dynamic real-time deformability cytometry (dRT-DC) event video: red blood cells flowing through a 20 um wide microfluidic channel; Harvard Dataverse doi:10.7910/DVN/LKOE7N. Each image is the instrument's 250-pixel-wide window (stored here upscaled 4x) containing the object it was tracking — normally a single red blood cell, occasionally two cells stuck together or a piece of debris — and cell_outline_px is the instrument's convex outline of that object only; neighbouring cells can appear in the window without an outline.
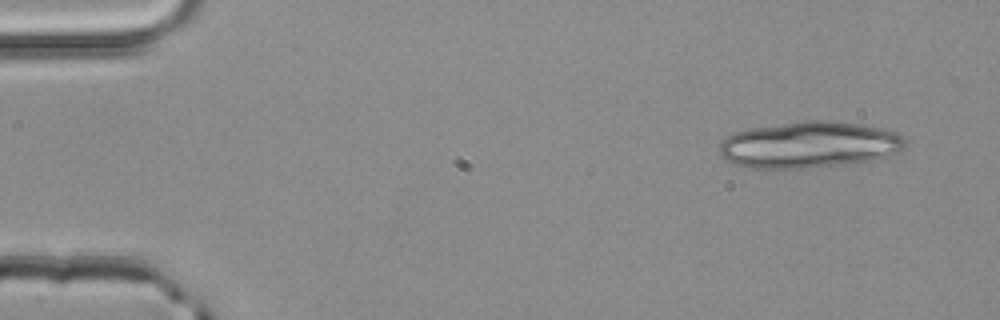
{"species": "common noctule bat (a hibernating species)", "species_latin": "Nyctalus noctula", "temperature_condition": "room temperature", "stored_images_in_passage": 3, "camera_frame_rate_fps": 3000, "um_per_image_px": 0.085, "animal": {"sex": "male", "body_mass_g": 20.4}, "frame": {"image": 1, "passage_image": 1, "time_ms": 0.0, "image_size_px": [1000, 320], "cell_outline_px": [[904, 148], [900, 152], [888, 156], [872, 160], [844, 164], [804, 168], [748, 168], [732, 164], [724, 160], [720, 156], [720, 144], [732, 132], [752, 128], [804, 120], [832, 120], [860, 124], [880, 128], [896, 132], [904, 140]], "centroid_in_image_um": [68.75, 12.31], "position_along_channel_um": 16.2, "area_um2": 50.4}}